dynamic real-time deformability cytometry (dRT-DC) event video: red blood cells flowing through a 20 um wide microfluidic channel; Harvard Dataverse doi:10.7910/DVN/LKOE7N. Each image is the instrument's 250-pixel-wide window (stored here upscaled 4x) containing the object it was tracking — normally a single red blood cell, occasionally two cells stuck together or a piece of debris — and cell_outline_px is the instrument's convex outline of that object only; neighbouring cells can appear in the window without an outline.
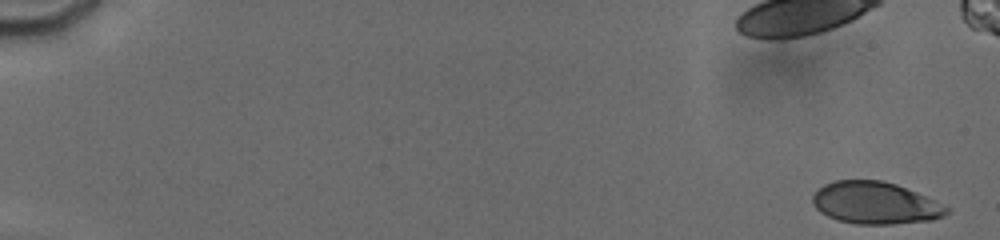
{"species": "human", "species_latin": "Homo sapiens", "temperature_condition": "cold", "stored_images_in_passage": 12, "camera_frame_rate_fps": 3000, "um_per_image_px": 0.085, "donor": {"sex": "male"}, "frame": {"image": 1, "passage_image": 1, "time_ms": 0.0, "image_size_px": [1000, 240], "cell_outline_px": [[952, 208], [944, 216], [932, 220], [892, 224], [856, 224], [836, 220], [820, 212], [812, 204], [812, 196], [824, 184], [836, 180], [880, 180], [896, 184], [916, 192]], "centroid_in_image_um": [74.4, 17.26], "position_along_channel_um": 10.6, "area_um2": 32.95}}
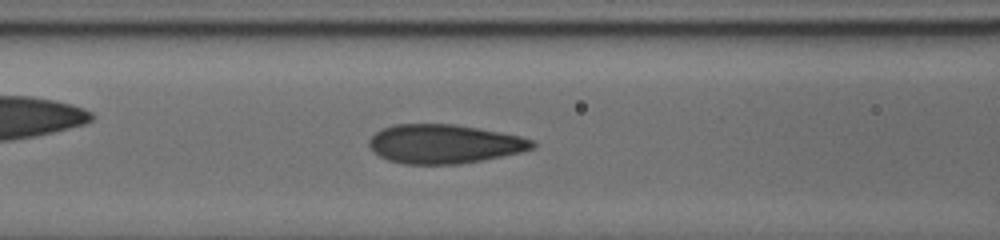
{"frame": {"image": 2, "passage_image": 12, "time_ms": 8.0, "image_size_px": [1000, 240], "cell_outline_px": [[536, 148], [520, 152], [460, 164], [404, 164], [388, 160], [372, 152], [368, 148], [368, 140], [380, 128], [392, 124], [456, 124], [500, 132], [520, 136], [532, 140], [536, 144]], "centroid_in_image_um": [37.71, 12.23], "position_along_channel_um": 128.9, "area_um2": 37.28}}